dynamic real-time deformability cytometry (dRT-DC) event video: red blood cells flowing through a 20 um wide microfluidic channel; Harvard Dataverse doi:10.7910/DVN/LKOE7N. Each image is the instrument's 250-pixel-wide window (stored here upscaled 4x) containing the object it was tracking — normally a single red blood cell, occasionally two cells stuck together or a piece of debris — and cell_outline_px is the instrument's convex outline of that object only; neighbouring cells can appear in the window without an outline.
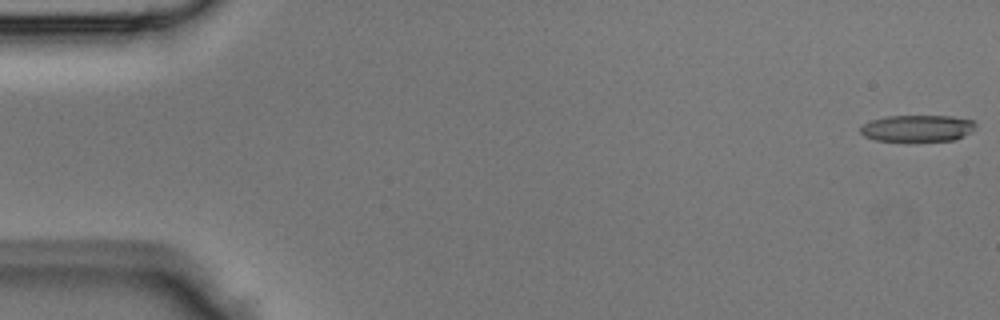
{"species": "Egyptian fruit bat (a non-hibernating species)", "species_latin": "Rousettus aegyptiacus", "temperature_condition": "room temperature", "stored_images_in_passage": 45, "camera_frame_rate_fps": 3000, "um_per_image_px": 0.085, "animal": {"sex": "male"}, "frame": {"image": 1, "passage_image": 1, "time_ms": 0.0, "image_size_px": [1000, 320], "cell_outline_px": [[976, 128], [972, 132], [956, 140], [876, 140], [864, 136], [860, 132], [860, 128], [864, 124], [872, 120], [884, 116], [952, 116], [972, 120], [976, 124]], "centroid_in_image_um": [78.02, 10.89], "position_along_channel_um": 7.0, "area_um2": 17.74}}
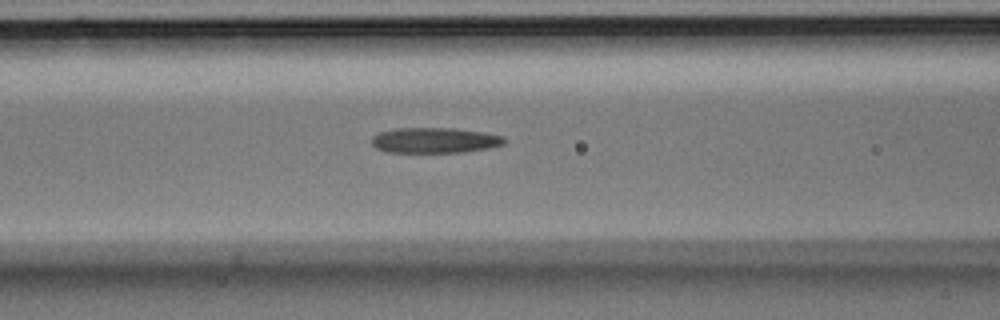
{"frame": {"image": 2, "passage_image": 18, "time_ms": 5.667, "image_size_px": [1000, 320], "cell_outline_px": [[508, 140], [504, 144], [488, 148], [464, 152], [388, 152], [376, 148], [372, 144], [372, 136], [380, 132], [392, 128], [456, 128], [484, 132], [504, 136]], "centroid_in_image_um": [36.97, 11.92], "position_along_channel_um": 129.6, "area_um2": 19.83}}
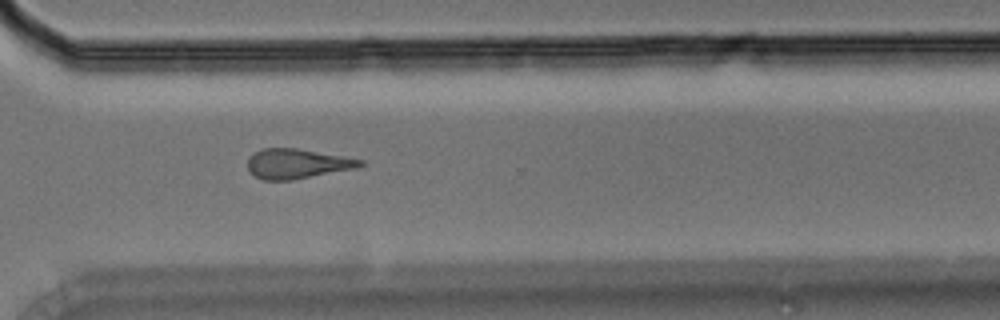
{"frame": {"image": 3, "passage_image": 32, "time_ms": 10.333, "image_size_px": [1000, 320], "cell_outline_px": [[364, 164], [356, 168], [292, 180], [264, 180], [248, 172], [248, 156], [260, 148], [296, 148], [344, 156], [364, 160]], "centroid_in_image_um": [25.22, 13.91], "position_along_channel_um": 345.4, "area_um2": 19.59}}